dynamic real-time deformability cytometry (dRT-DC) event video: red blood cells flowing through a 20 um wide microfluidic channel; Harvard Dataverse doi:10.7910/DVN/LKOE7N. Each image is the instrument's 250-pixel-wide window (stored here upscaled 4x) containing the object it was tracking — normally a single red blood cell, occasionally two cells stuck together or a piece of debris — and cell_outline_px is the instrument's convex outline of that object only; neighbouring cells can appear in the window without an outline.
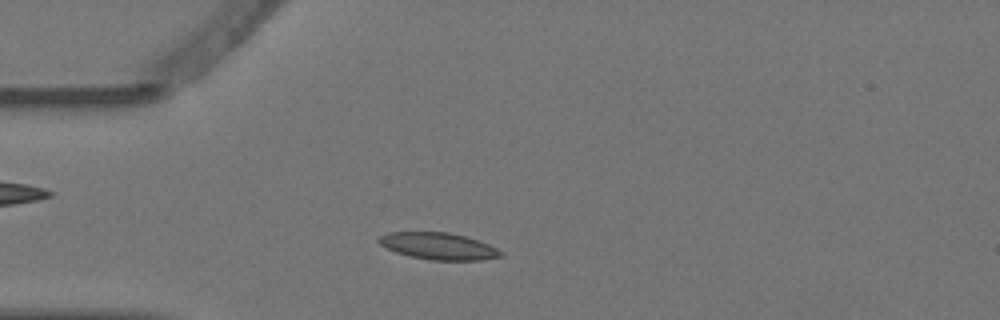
{"species": "Egyptian fruit bat (a non-hibernating species)", "species_latin": "Rousettus aegyptiacus", "temperature_condition": "warm", "stored_images_in_passage": 1, "camera_frame_rate_fps": 3000, "um_per_image_px": 0.085, "animal": {"sex": "female"}, "frame": {"image": 1, "passage_image": 1, "time_ms": 0.0, "image_size_px": [1000, 320], "cell_outline_px": [[504, 256], [480, 260], [432, 260], [412, 256], [396, 252], [380, 244], [376, 240], [376, 236], [388, 232], [448, 232], [464, 236], [488, 244], [504, 252]], "centroid_in_image_um": [37.25, 20.91], "position_along_channel_um": 47.7, "area_um2": 19.02}}